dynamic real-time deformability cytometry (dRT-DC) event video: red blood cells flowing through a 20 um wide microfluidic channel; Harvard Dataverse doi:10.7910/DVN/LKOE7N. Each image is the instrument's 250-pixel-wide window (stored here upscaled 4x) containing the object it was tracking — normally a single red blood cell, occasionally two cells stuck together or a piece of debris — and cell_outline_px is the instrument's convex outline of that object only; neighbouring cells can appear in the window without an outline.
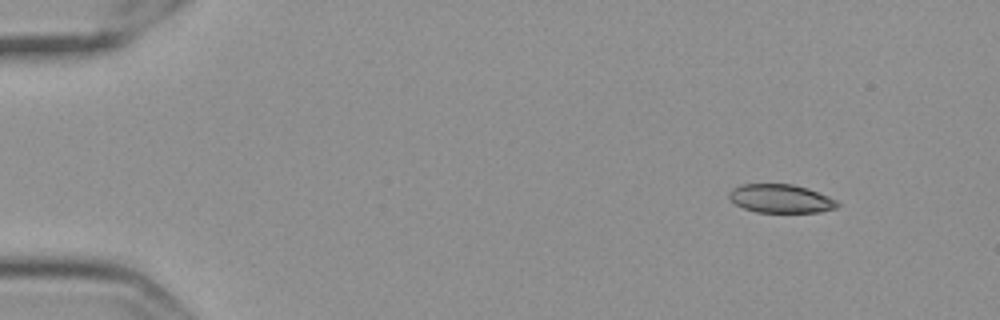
{"species": "Egyptian fruit bat (a non-hibernating species)", "species_latin": "Rousettus aegyptiacus", "temperature_condition": "cold", "stored_images_in_passage": 52, "camera_frame_rate_fps": 3000, "um_per_image_px": 0.085, "frame": {"image": 1, "passage_image": 1, "time_ms": 0.0, "image_size_px": [1000, 320], "cell_outline_px": [[840, 204], [836, 208], [820, 212], [756, 212], [744, 208], [736, 204], [728, 196], [732, 188], [740, 184], [792, 184], [808, 188], [828, 196], [836, 200]], "centroid_in_image_um": [66.37, 16.88], "position_along_channel_um": 18.6, "area_um2": 17.98}}
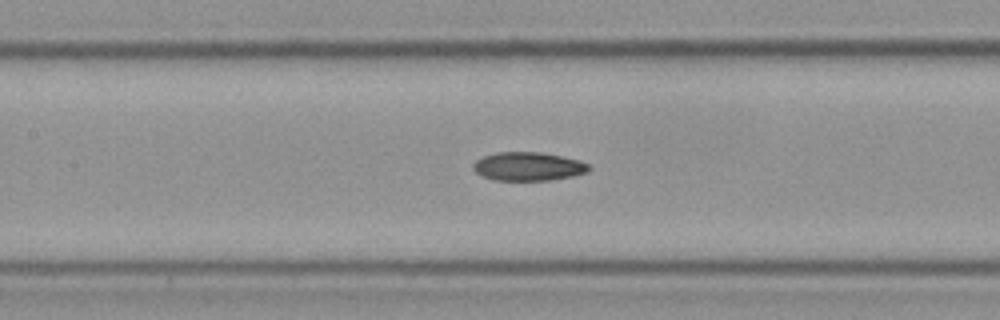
{"frame": {"image": 2, "passage_image": 22, "time_ms": 7.0, "image_size_px": [1000, 320], "cell_outline_px": [[592, 168], [588, 172], [572, 176], [552, 180], [492, 180], [476, 172], [472, 168], [472, 164], [476, 160], [484, 156], [496, 152], [540, 152], [564, 156], [580, 160], [588, 164]], "centroid_in_image_um": [44.92, 14.14], "position_along_channel_um": 162.5, "area_um2": 19.42}}
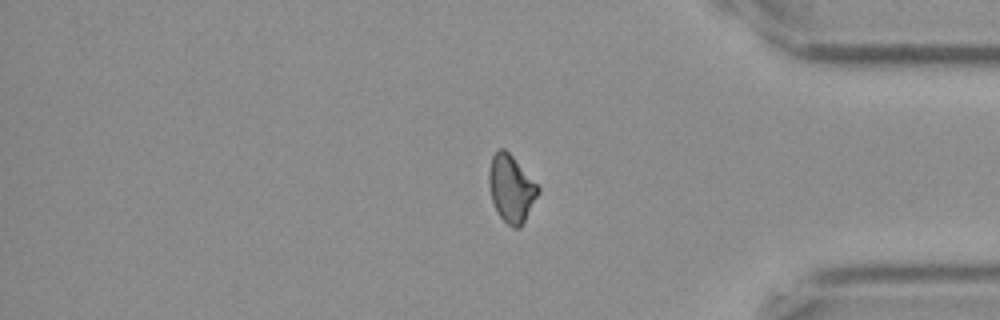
{"frame": {"image": 3, "passage_image": 43, "time_ms": 14.0, "image_size_px": [1000, 320], "cell_outline_px": [[540, 192], [520, 228], [512, 228], [500, 216], [492, 200], [488, 184], [488, 172], [492, 156], [500, 148], [504, 148], [512, 156], [540, 188]], "centroid_in_image_um": [43.44, 16.03], "position_along_channel_um": 391.8, "area_um2": 18.96}, "authors_computed_cell_mechanics": {"area_um2": 19.3341, "velocity_mm_per_s": 3.5428, "shape_relaxation_time_tau1_ms": null, "shape_relaxation_time_tau2_ms": 6.6595, "deformation_change_tau1": null, "deformation_change_tau2": 0.1221}}